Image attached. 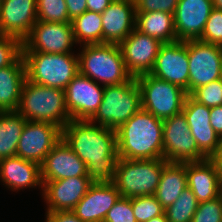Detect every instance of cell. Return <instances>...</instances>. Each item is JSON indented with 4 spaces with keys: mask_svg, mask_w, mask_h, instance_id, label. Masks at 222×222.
I'll use <instances>...</instances> for the list:
<instances>
[{
    "mask_svg": "<svg viewBox=\"0 0 222 222\" xmlns=\"http://www.w3.org/2000/svg\"><path fill=\"white\" fill-rule=\"evenodd\" d=\"M135 28L162 43L177 41L174 26V15L166 12L136 13Z\"/></svg>",
    "mask_w": 222,
    "mask_h": 222,
    "instance_id": "cell-27",
    "label": "cell"
},
{
    "mask_svg": "<svg viewBox=\"0 0 222 222\" xmlns=\"http://www.w3.org/2000/svg\"><path fill=\"white\" fill-rule=\"evenodd\" d=\"M70 20L87 11V0H65Z\"/></svg>",
    "mask_w": 222,
    "mask_h": 222,
    "instance_id": "cell-40",
    "label": "cell"
},
{
    "mask_svg": "<svg viewBox=\"0 0 222 222\" xmlns=\"http://www.w3.org/2000/svg\"><path fill=\"white\" fill-rule=\"evenodd\" d=\"M190 96L209 108L222 105V78L195 89Z\"/></svg>",
    "mask_w": 222,
    "mask_h": 222,
    "instance_id": "cell-33",
    "label": "cell"
},
{
    "mask_svg": "<svg viewBox=\"0 0 222 222\" xmlns=\"http://www.w3.org/2000/svg\"><path fill=\"white\" fill-rule=\"evenodd\" d=\"M101 17L103 43L119 45L135 29V1L113 0Z\"/></svg>",
    "mask_w": 222,
    "mask_h": 222,
    "instance_id": "cell-22",
    "label": "cell"
},
{
    "mask_svg": "<svg viewBox=\"0 0 222 222\" xmlns=\"http://www.w3.org/2000/svg\"><path fill=\"white\" fill-rule=\"evenodd\" d=\"M22 55V41L19 38L0 36V69L12 65Z\"/></svg>",
    "mask_w": 222,
    "mask_h": 222,
    "instance_id": "cell-34",
    "label": "cell"
},
{
    "mask_svg": "<svg viewBox=\"0 0 222 222\" xmlns=\"http://www.w3.org/2000/svg\"><path fill=\"white\" fill-rule=\"evenodd\" d=\"M0 180L12 191L39 186L43 192L41 165L21 157L0 160Z\"/></svg>",
    "mask_w": 222,
    "mask_h": 222,
    "instance_id": "cell-24",
    "label": "cell"
},
{
    "mask_svg": "<svg viewBox=\"0 0 222 222\" xmlns=\"http://www.w3.org/2000/svg\"><path fill=\"white\" fill-rule=\"evenodd\" d=\"M187 188L186 163L167 162L163 167L155 197L166 209Z\"/></svg>",
    "mask_w": 222,
    "mask_h": 222,
    "instance_id": "cell-26",
    "label": "cell"
},
{
    "mask_svg": "<svg viewBox=\"0 0 222 222\" xmlns=\"http://www.w3.org/2000/svg\"><path fill=\"white\" fill-rule=\"evenodd\" d=\"M141 108V91L135 77L104 86L102 102L89 120L93 124L117 130Z\"/></svg>",
    "mask_w": 222,
    "mask_h": 222,
    "instance_id": "cell-6",
    "label": "cell"
},
{
    "mask_svg": "<svg viewBox=\"0 0 222 222\" xmlns=\"http://www.w3.org/2000/svg\"><path fill=\"white\" fill-rule=\"evenodd\" d=\"M28 121L45 122L63 129L71 120L65 104V90L25 80L18 109Z\"/></svg>",
    "mask_w": 222,
    "mask_h": 222,
    "instance_id": "cell-3",
    "label": "cell"
},
{
    "mask_svg": "<svg viewBox=\"0 0 222 222\" xmlns=\"http://www.w3.org/2000/svg\"><path fill=\"white\" fill-rule=\"evenodd\" d=\"M120 197L112 182H94L72 211L84 222H103Z\"/></svg>",
    "mask_w": 222,
    "mask_h": 222,
    "instance_id": "cell-21",
    "label": "cell"
},
{
    "mask_svg": "<svg viewBox=\"0 0 222 222\" xmlns=\"http://www.w3.org/2000/svg\"><path fill=\"white\" fill-rule=\"evenodd\" d=\"M26 121L17 111L0 112V160L16 156Z\"/></svg>",
    "mask_w": 222,
    "mask_h": 222,
    "instance_id": "cell-28",
    "label": "cell"
},
{
    "mask_svg": "<svg viewBox=\"0 0 222 222\" xmlns=\"http://www.w3.org/2000/svg\"><path fill=\"white\" fill-rule=\"evenodd\" d=\"M216 166L220 170V175L222 177V137H220V142L217 148V151L214 153V155L210 158Z\"/></svg>",
    "mask_w": 222,
    "mask_h": 222,
    "instance_id": "cell-43",
    "label": "cell"
},
{
    "mask_svg": "<svg viewBox=\"0 0 222 222\" xmlns=\"http://www.w3.org/2000/svg\"><path fill=\"white\" fill-rule=\"evenodd\" d=\"M37 0H3L0 3V28L3 35L23 41L38 21Z\"/></svg>",
    "mask_w": 222,
    "mask_h": 222,
    "instance_id": "cell-19",
    "label": "cell"
},
{
    "mask_svg": "<svg viewBox=\"0 0 222 222\" xmlns=\"http://www.w3.org/2000/svg\"><path fill=\"white\" fill-rule=\"evenodd\" d=\"M213 8L212 0H179L174 13L177 40H198Z\"/></svg>",
    "mask_w": 222,
    "mask_h": 222,
    "instance_id": "cell-17",
    "label": "cell"
},
{
    "mask_svg": "<svg viewBox=\"0 0 222 222\" xmlns=\"http://www.w3.org/2000/svg\"><path fill=\"white\" fill-rule=\"evenodd\" d=\"M189 95L197 88L222 78V48L218 44L187 40Z\"/></svg>",
    "mask_w": 222,
    "mask_h": 222,
    "instance_id": "cell-10",
    "label": "cell"
},
{
    "mask_svg": "<svg viewBox=\"0 0 222 222\" xmlns=\"http://www.w3.org/2000/svg\"><path fill=\"white\" fill-rule=\"evenodd\" d=\"M131 204L137 222H147L165 211L155 195L133 197Z\"/></svg>",
    "mask_w": 222,
    "mask_h": 222,
    "instance_id": "cell-32",
    "label": "cell"
},
{
    "mask_svg": "<svg viewBox=\"0 0 222 222\" xmlns=\"http://www.w3.org/2000/svg\"><path fill=\"white\" fill-rule=\"evenodd\" d=\"M113 0H87V10L102 14Z\"/></svg>",
    "mask_w": 222,
    "mask_h": 222,
    "instance_id": "cell-42",
    "label": "cell"
},
{
    "mask_svg": "<svg viewBox=\"0 0 222 222\" xmlns=\"http://www.w3.org/2000/svg\"><path fill=\"white\" fill-rule=\"evenodd\" d=\"M0 36H3V33H2V31H1V28H0Z\"/></svg>",
    "mask_w": 222,
    "mask_h": 222,
    "instance_id": "cell-46",
    "label": "cell"
},
{
    "mask_svg": "<svg viewBox=\"0 0 222 222\" xmlns=\"http://www.w3.org/2000/svg\"><path fill=\"white\" fill-rule=\"evenodd\" d=\"M149 74L179 86L189 95L187 41L163 43Z\"/></svg>",
    "mask_w": 222,
    "mask_h": 222,
    "instance_id": "cell-13",
    "label": "cell"
},
{
    "mask_svg": "<svg viewBox=\"0 0 222 222\" xmlns=\"http://www.w3.org/2000/svg\"><path fill=\"white\" fill-rule=\"evenodd\" d=\"M191 222H222V196L198 203Z\"/></svg>",
    "mask_w": 222,
    "mask_h": 222,
    "instance_id": "cell-35",
    "label": "cell"
},
{
    "mask_svg": "<svg viewBox=\"0 0 222 222\" xmlns=\"http://www.w3.org/2000/svg\"><path fill=\"white\" fill-rule=\"evenodd\" d=\"M197 208L198 201L187 187L178 199L165 209L164 213L168 222H191Z\"/></svg>",
    "mask_w": 222,
    "mask_h": 222,
    "instance_id": "cell-30",
    "label": "cell"
},
{
    "mask_svg": "<svg viewBox=\"0 0 222 222\" xmlns=\"http://www.w3.org/2000/svg\"><path fill=\"white\" fill-rule=\"evenodd\" d=\"M147 222H168L165 213L163 215L160 216H156L150 220H148Z\"/></svg>",
    "mask_w": 222,
    "mask_h": 222,
    "instance_id": "cell-44",
    "label": "cell"
},
{
    "mask_svg": "<svg viewBox=\"0 0 222 222\" xmlns=\"http://www.w3.org/2000/svg\"><path fill=\"white\" fill-rule=\"evenodd\" d=\"M72 31L77 44L103 43L102 17L100 13L85 11L82 15L71 20Z\"/></svg>",
    "mask_w": 222,
    "mask_h": 222,
    "instance_id": "cell-29",
    "label": "cell"
},
{
    "mask_svg": "<svg viewBox=\"0 0 222 222\" xmlns=\"http://www.w3.org/2000/svg\"><path fill=\"white\" fill-rule=\"evenodd\" d=\"M210 125L222 137V105L210 109Z\"/></svg>",
    "mask_w": 222,
    "mask_h": 222,
    "instance_id": "cell-41",
    "label": "cell"
},
{
    "mask_svg": "<svg viewBox=\"0 0 222 222\" xmlns=\"http://www.w3.org/2000/svg\"><path fill=\"white\" fill-rule=\"evenodd\" d=\"M62 139L86 164L93 182H111L118 161L116 131L91 123L70 120L62 129Z\"/></svg>",
    "mask_w": 222,
    "mask_h": 222,
    "instance_id": "cell-1",
    "label": "cell"
},
{
    "mask_svg": "<svg viewBox=\"0 0 222 222\" xmlns=\"http://www.w3.org/2000/svg\"><path fill=\"white\" fill-rule=\"evenodd\" d=\"M167 162L164 159L118 158L114 179L111 182L117 187L121 197L154 195Z\"/></svg>",
    "mask_w": 222,
    "mask_h": 222,
    "instance_id": "cell-7",
    "label": "cell"
},
{
    "mask_svg": "<svg viewBox=\"0 0 222 222\" xmlns=\"http://www.w3.org/2000/svg\"><path fill=\"white\" fill-rule=\"evenodd\" d=\"M26 80L22 55L10 66L0 69V112L16 111Z\"/></svg>",
    "mask_w": 222,
    "mask_h": 222,
    "instance_id": "cell-25",
    "label": "cell"
},
{
    "mask_svg": "<svg viewBox=\"0 0 222 222\" xmlns=\"http://www.w3.org/2000/svg\"><path fill=\"white\" fill-rule=\"evenodd\" d=\"M163 159L179 163L208 159L198 149L183 112L163 120Z\"/></svg>",
    "mask_w": 222,
    "mask_h": 222,
    "instance_id": "cell-9",
    "label": "cell"
},
{
    "mask_svg": "<svg viewBox=\"0 0 222 222\" xmlns=\"http://www.w3.org/2000/svg\"><path fill=\"white\" fill-rule=\"evenodd\" d=\"M45 215V222H84L72 210L46 212Z\"/></svg>",
    "mask_w": 222,
    "mask_h": 222,
    "instance_id": "cell-39",
    "label": "cell"
},
{
    "mask_svg": "<svg viewBox=\"0 0 222 222\" xmlns=\"http://www.w3.org/2000/svg\"><path fill=\"white\" fill-rule=\"evenodd\" d=\"M70 177H87L86 164L61 139L46 155L41 164V178L54 181Z\"/></svg>",
    "mask_w": 222,
    "mask_h": 222,
    "instance_id": "cell-20",
    "label": "cell"
},
{
    "mask_svg": "<svg viewBox=\"0 0 222 222\" xmlns=\"http://www.w3.org/2000/svg\"><path fill=\"white\" fill-rule=\"evenodd\" d=\"M37 18L44 22L68 23L65 0H37Z\"/></svg>",
    "mask_w": 222,
    "mask_h": 222,
    "instance_id": "cell-31",
    "label": "cell"
},
{
    "mask_svg": "<svg viewBox=\"0 0 222 222\" xmlns=\"http://www.w3.org/2000/svg\"><path fill=\"white\" fill-rule=\"evenodd\" d=\"M187 187L198 203L221 196L222 177L216 164L210 159L186 162Z\"/></svg>",
    "mask_w": 222,
    "mask_h": 222,
    "instance_id": "cell-23",
    "label": "cell"
},
{
    "mask_svg": "<svg viewBox=\"0 0 222 222\" xmlns=\"http://www.w3.org/2000/svg\"><path fill=\"white\" fill-rule=\"evenodd\" d=\"M74 44L77 43L71 22L56 23L38 20L29 35L22 41V52L73 53Z\"/></svg>",
    "mask_w": 222,
    "mask_h": 222,
    "instance_id": "cell-11",
    "label": "cell"
},
{
    "mask_svg": "<svg viewBox=\"0 0 222 222\" xmlns=\"http://www.w3.org/2000/svg\"><path fill=\"white\" fill-rule=\"evenodd\" d=\"M162 44L136 28L119 44L125 67L132 77L150 73Z\"/></svg>",
    "mask_w": 222,
    "mask_h": 222,
    "instance_id": "cell-15",
    "label": "cell"
},
{
    "mask_svg": "<svg viewBox=\"0 0 222 222\" xmlns=\"http://www.w3.org/2000/svg\"><path fill=\"white\" fill-rule=\"evenodd\" d=\"M61 139L62 129L57 125L27 120L18 142L16 156L41 165Z\"/></svg>",
    "mask_w": 222,
    "mask_h": 222,
    "instance_id": "cell-12",
    "label": "cell"
},
{
    "mask_svg": "<svg viewBox=\"0 0 222 222\" xmlns=\"http://www.w3.org/2000/svg\"><path fill=\"white\" fill-rule=\"evenodd\" d=\"M205 43H222V9L213 8L206 22L202 36L198 39Z\"/></svg>",
    "mask_w": 222,
    "mask_h": 222,
    "instance_id": "cell-36",
    "label": "cell"
},
{
    "mask_svg": "<svg viewBox=\"0 0 222 222\" xmlns=\"http://www.w3.org/2000/svg\"><path fill=\"white\" fill-rule=\"evenodd\" d=\"M103 222H137L132 209L131 198L120 197L107 212Z\"/></svg>",
    "mask_w": 222,
    "mask_h": 222,
    "instance_id": "cell-37",
    "label": "cell"
},
{
    "mask_svg": "<svg viewBox=\"0 0 222 222\" xmlns=\"http://www.w3.org/2000/svg\"><path fill=\"white\" fill-rule=\"evenodd\" d=\"M179 0H136V13L166 12L174 15Z\"/></svg>",
    "mask_w": 222,
    "mask_h": 222,
    "instance_id": "cell-38",
    "label": "cell"
},
{
    "mask_svg": "<svg viewBox=\"0 0 222 222\" xmlns=\"http://www.w3.org/2000/svg\"><path fill=\"white\" fill-rule=\"evenodd\" d=\"M93 183L88 177L46 181L42 192L44 202L48 206L46 212L73 210Z\"/></svg>",
    "mask_w": 222,
    "mask_h": 222,
    "instance_id": "cell-16",
    "label": "cell"
},
{
    "mask_svg": "<svg viewBox=\"0 0 222 222\" xmlns=\"http://www.w3.org/2000/svg\"><path fill=\"white\" fill-rule=\"evenodd\" d=\"M78 53L79 73L103 85H117L129 81L121 48L117 44H87Z\"/></svg>",
    "mask_w": 222,
    "mask_h": 222,
    "instance_id": "cell-4",
    "label": "cell"
},
{
    "mask_svg": "<svg viewBox=\"0 0 222 222\" xmlns=\"http://www.w3.org/2000/svg\"><path fill=\"white\" fill-rule=\"evenodd\" d=\"M26 80L42 86L65 90L79 73L78 55L22 52Z\"/></svg>",
    "mask_w": 222,
    "mask_h": 222,
    "instance_id": "cell-5",
    "label": "cell"
},
{
    "mask_svg": "<svg viewBox=\"0 0 222 222\" xmlns=\"http://www.w3.org/2000/svg\"><path fill=\"white\" fill-rule=\"evenodd\" d=\"M116 131L119 158L163 159V121L140 108Z\"/></svg>",
    "mask_w": 222,
    "mask_h": 222,
    "instance_id": "cell-2",
    "label": "cell"
},
{
    "mask_svg": "<svg viewBox=\"0 0 222 222\" xmlns=\"http://www.w3.org/2000/svg\"><path fill=\"white\" fill-rule=\"evenodd\" d=\"M104 86L78 73L65 88V104L72 120H90L97 112Z\"/></svg>",
    "mask_w": 222,
    "mask_h": 222,
    "instance_id": "cell-14",
    "label": "cell"
},
{
    "mask_svg": "<svg viewBox=\"0 0 222 222\" xmlns=\"http://www.w3.org/2000/svg\"><path fill=\"white\" fill-rule=\"evenodd\" d=\"M213 6L218 9H222V0H212Z\"/></svg>",
    "mask_w": 222,
    "mask_h": 222,
    "instance_id": "cell-45",
    "label": "cell"
},
{
    "mask_svg": "<svg viewBox=\"0 0 222 222\" xmlns=\"http://www.w3.org/2000/svg\"><path fill=\"white\" fill-rule=\"evenodd\" d=\"M210 109L187 95L182 110L198 149L207 158L214 155L220 142L219 135L210 125Z\"/></svg>",
    "mask_w": 222,
    "mask_h": 222,
    "instance_id": "cell-18",
    "label": "cell"
},
{
    "mask_svg": "<svg viewBox=\"0 0 222 222\" xmlns=\"http://www.w3.org/2000/svg\"><path fill=\"white\" fill-rule=\"evenodd\" d=\"M141 91V108L160 120L182 112L187 93L173 83L146 73L136 76Z\"/></svg>",
    "mask_w": 222,
    "mask_h": 222,
    "instance_id": "cell-8",
    "label": "cell"
}]
</instances>
